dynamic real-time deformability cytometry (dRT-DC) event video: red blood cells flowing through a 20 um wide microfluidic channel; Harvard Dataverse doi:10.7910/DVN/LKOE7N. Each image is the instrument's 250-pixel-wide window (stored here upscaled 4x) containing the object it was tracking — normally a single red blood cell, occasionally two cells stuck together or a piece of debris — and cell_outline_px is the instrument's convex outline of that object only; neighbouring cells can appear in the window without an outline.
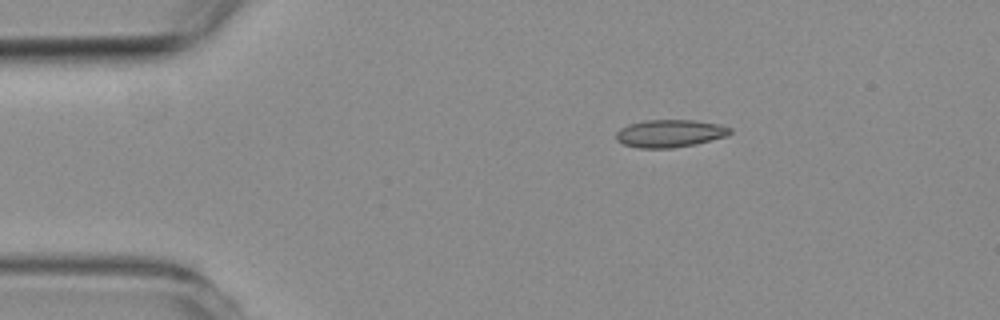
{"species": "common noctule bat (a hibernating species)", "species_latin": "Nyctalus noctula", "temperature_condition": "room temperature", "stored_images_in_passage": 2, "camera_frame_rate_fps": 3000, "um_per_image_px": 0.085, "animal": {"sex": "female", "body_mass_g": 19.3, "forearm_length_mm": 54.1}, "frame": {"image": 1, "passage_image": 1, "time_ms": 0.0, "image_size_px": [1000, 320], "cell_outline_px": [[732, 132], [728, 136], [696, 144], [672, 148], [640, 148], [624, 144], [616, 140], [616, 132], [620, 128], [628, 124], [644, 120], [692, 120], [720, 124], [732, 128]], "centroid_in_image_um": [56.96, 11.34], "position_along_channel_um": 28.0, "area_um2": 18.5}}